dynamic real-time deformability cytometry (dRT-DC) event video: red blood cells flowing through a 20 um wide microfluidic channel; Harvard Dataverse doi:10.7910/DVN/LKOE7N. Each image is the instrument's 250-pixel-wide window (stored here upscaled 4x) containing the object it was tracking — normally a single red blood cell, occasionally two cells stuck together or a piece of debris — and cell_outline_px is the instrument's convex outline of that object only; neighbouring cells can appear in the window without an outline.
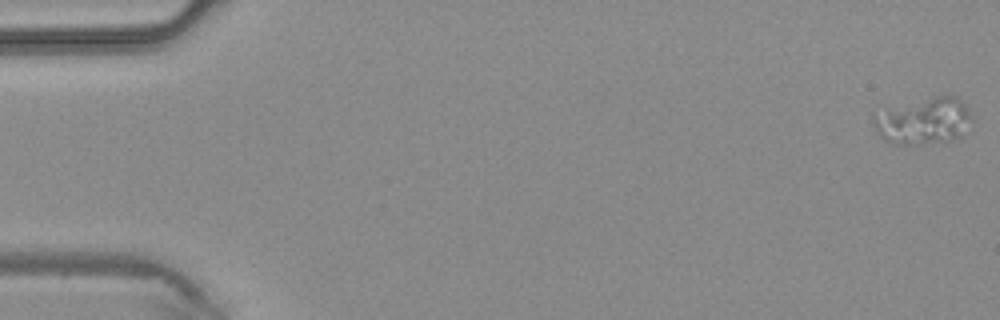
{"species": "common noctule bat (a hibernating species)", "species_latin": "Nyctalus noctula", "temperature_condition": "warm", "stored_images_in_passage": 43, "camera_frame_rate_fps": 3000, "um_per_image_px": 0.085, "animal": {"sex": "male", "body_mass_g": 20.4}, "frame": {"image": 1, "passage_image": 1, "time_ms": 0.0, "image_size_px": [1000, 320], "cell_outline_px": [[972, 132], [960, 136], [940, 140], [912, 144], [892, 144], [884, 140], [876, 132], [872, 124], [872, 112], [932, 96], [960, 96], [968, 104], [972, 116]], "centroid_in_image_um": [78.54, 10.24], "position_along_channel_um": 6.5, "area_um2": 27.4}}
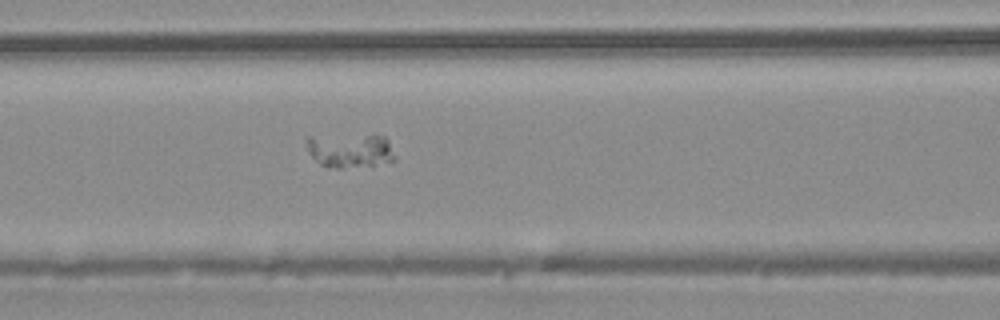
{"frame": {"image": 2, "passage_image": 19, "time_ms": 6.0, "image_size_px": [1000, 320], "cell_outline_px": [[396, 160], [372, 164], [344, 168], [328, 168], [320, 164], [308, 152], [308, 136], [384, 136], [388, 140], [396, 156]], "centroid_in_image_um": [29.76, 12.81], "position_along_channel_um": 136.8, "area_um2": 17.17}}
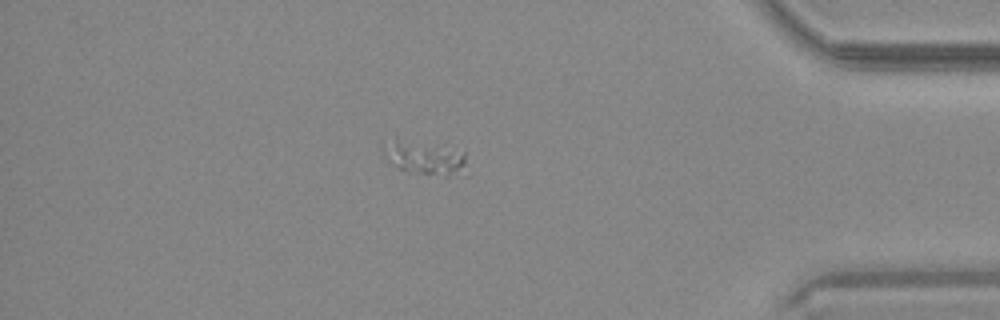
{"frame": {"image": 3, "passage_image": 38, "time_ms": 12.333, "image_size_px": [1000, 320], "cell_outline_px": [[468, 176], [464, 176], [408, 172], [396, 168], [384, 160], [380, 148], [396, 136], [440, 144], [464, 152]], "centroid_in_image_um": [36.05, 13.37], "position_along_channel_um": 399.1, "area_um2": 17.57}}